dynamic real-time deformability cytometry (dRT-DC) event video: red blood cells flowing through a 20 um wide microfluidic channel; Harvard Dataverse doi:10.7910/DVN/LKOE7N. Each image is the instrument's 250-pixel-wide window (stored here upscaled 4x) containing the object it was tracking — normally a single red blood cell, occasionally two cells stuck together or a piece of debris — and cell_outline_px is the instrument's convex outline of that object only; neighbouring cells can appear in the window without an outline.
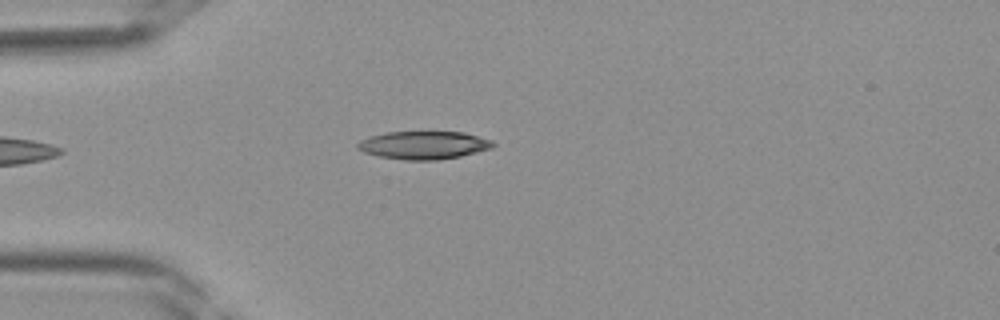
{"species": "Egyptian fruit bat (a non-hibernating species)", "species_latin": "Rousettus aegyptiacus", "temperature_condition": "room temperature", "stored_images_in_passage": 30, "camera_frame_rate_fps": 3000, "um_per_image_px": 0.085, "frame": {"image": 1, "passage_image": 1, "time_ms": 0.0, "image_size_px": [1000, 320], "cell_outline_px": [[496, 144], [492, 148], [460, 156], [436, 160], [404, 160], [380, 156], [364, 152], [356, 148], [356, 144], [360, 140], [368, 136], [388, 132], [464, 132], [492, 140]], "centroid_in_image_um": [36.0, 12.33], "position_along_channel_um": 49.0, "area_um2": 22.08}}
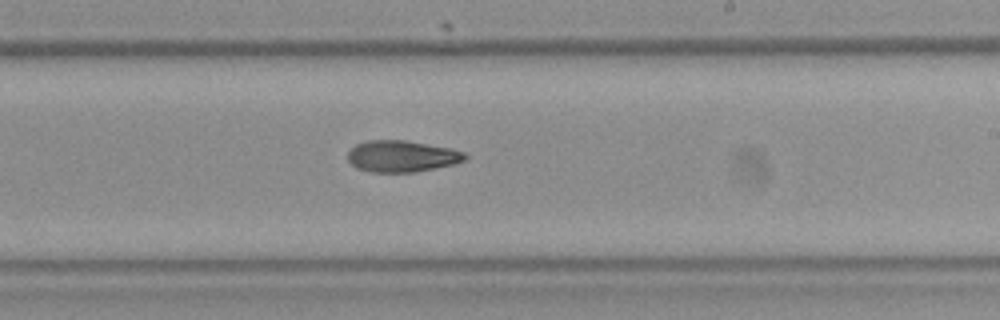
{"frame": {"image": 2, "passage_image": 14, "time_ms": 4.333, "image_size_px": [1000, 320], "cell_outline_px": [[468, 156], [464, 160], [456, 164], [416, 172], [372, 172], [356, 168], [348, 160], [348, 152], [356, 144], [368, 140], [404, 140], [452, 148], [464, 152]], "centroid_in_image_um": [34.18, 13.28], "position_along_channel_um": 254.8, "area_um2": 21.62}}
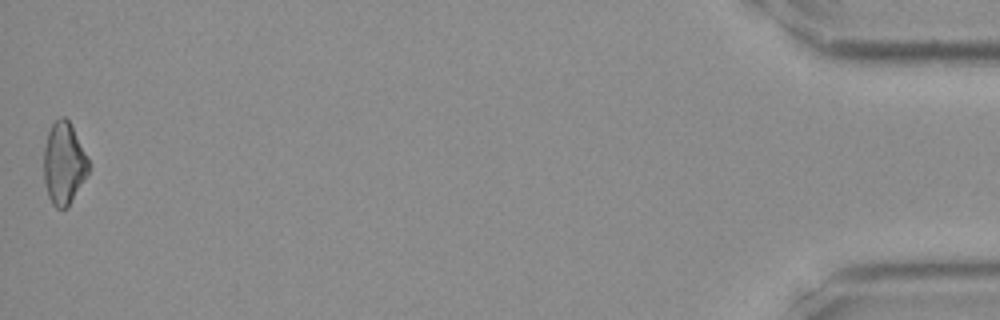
{"frame": {"image": 3, "passage_image": 30, "time_ms": 9.667, "image_size_px": [1000, 320], "cell_outline_px": [[88, 172], [68, 208], [56, 208], [52, 204], [48, 196], [44, 180], [44, 148], [48, 132], [52, 124], [60, 116], [64, 116], [68, 120], [88, 160]], "centroid_in_image_um": [5.4, 13.92], "position_along_channel_um": 429.8, "area_um2": 20.98}}